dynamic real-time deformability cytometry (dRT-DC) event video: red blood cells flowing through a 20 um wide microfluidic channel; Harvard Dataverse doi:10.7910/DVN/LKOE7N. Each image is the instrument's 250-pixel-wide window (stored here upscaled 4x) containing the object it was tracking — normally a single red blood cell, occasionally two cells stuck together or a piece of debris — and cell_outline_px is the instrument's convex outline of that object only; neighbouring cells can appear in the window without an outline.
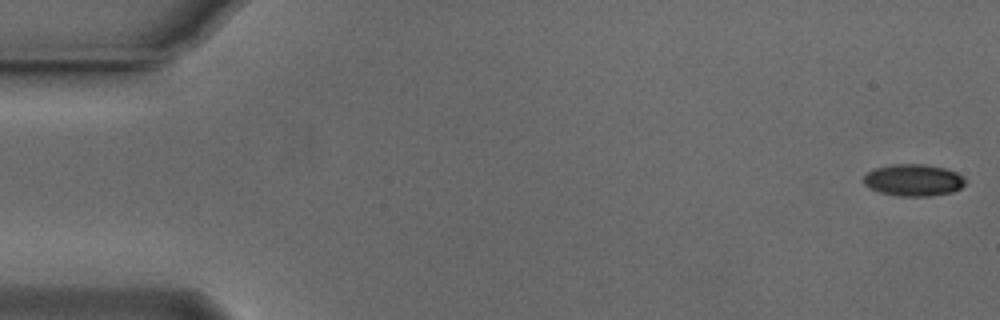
{"species": "Egyptian fruit bat (a non-hibernating species)", "species_latin": "Rousettus aegyptiacus", "temperature_condition": "cold", "stored_images_in_passage": 55, "camera_frame_rate_fps": 3000, "um_per_image_px": 0.085, "animal": {"sex": "male"}, "frame": {"image": 1, "passage_image": 1, "time_ms": 0.0, "image_size_px": [1000, 320], "cell_outline_px": [[968, 180], [960, 188], [952, 192], [932, 196], [900, 196], [880, 192], [864, 184], [864, 176], [868, 172], [876, 168], [892, 164], [924, 164], [944, 168], [956, 172]], "centroid_in_image_um": [77.68, 15.31], "position_along_channel_um": 7.3, "area_um2": 18.79}}
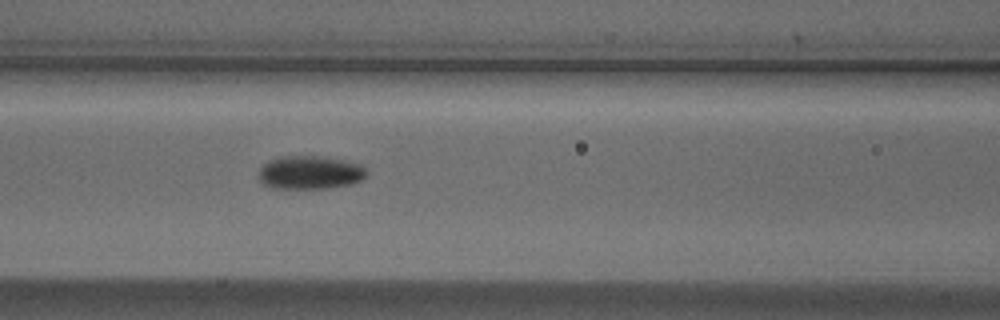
{"frame": {"image": 2, "passage_image": 23, "time_ms": 7.333, "image_size_px": [1000, 320], "cell_outline_px": [[368, 172], [360, 180], [348, 184], [324, 188], [276, 188], [264, 184], [260, 180], [260, 168], [268, 160], [280, 156], [320, 156], [344, 160], [360, 164]], "centroid_in_image_um": [26.33, 14.64], "position_along_channel_um": 140.3, "area_um2": 20.69}}
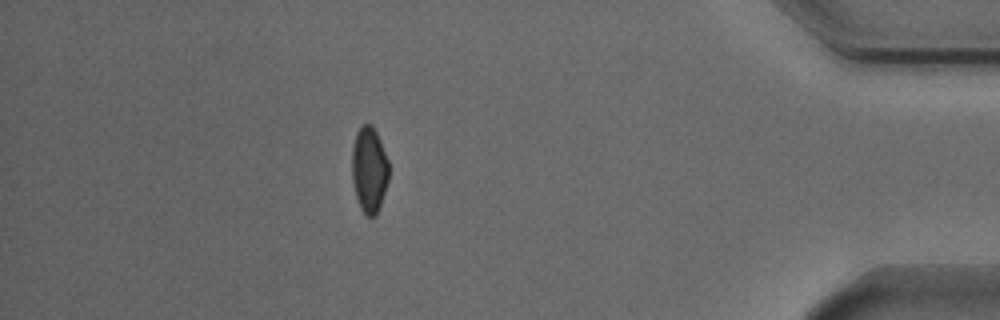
{"frame": {"image": 3, "passage_image": 48, "time_ms": 15.667, "image_size_px": [1000, 320], "cell_outline_px": [[388, 180], [376, 216], [368, 216], [360, 208], [356, 196], [352, 180], [352, 148], [356, 132], [364, 124], [372, 124], [380, 140], [388, 160]], "centroid_in_image_um": [31.37, 14.41], "position_along_channel_um": 403.8, "area_um2": 18.26}, "authors_computed_cell_mechanics": {"area_um2": 19.4208, "velocity_mm_per_s": 3.7465, "shape_relaxation_time_tau1_ms": 3.5066, "shape_relaxation_time_tau2_ms": 6.756, "deformation_change_tau1": 0.0877, "deformation_change_tau2": 0.091}}